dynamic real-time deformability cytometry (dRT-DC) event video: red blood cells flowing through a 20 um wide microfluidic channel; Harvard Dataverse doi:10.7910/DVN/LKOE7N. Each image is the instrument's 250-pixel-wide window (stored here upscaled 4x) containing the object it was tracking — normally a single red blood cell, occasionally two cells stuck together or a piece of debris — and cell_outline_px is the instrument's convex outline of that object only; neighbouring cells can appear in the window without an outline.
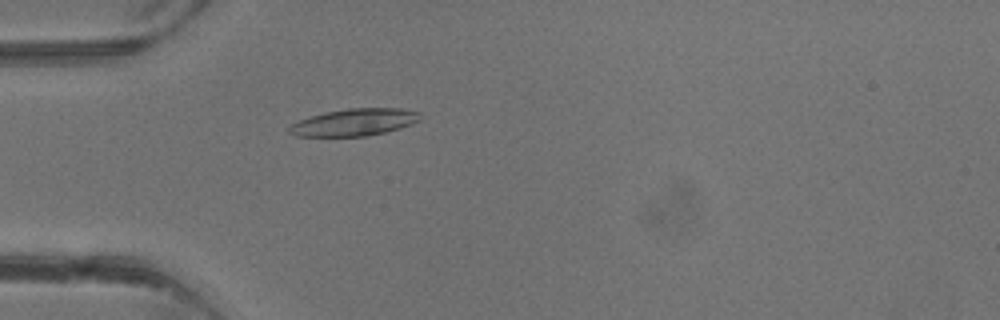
{"species": "common noctule bat (a hibernating species)", "species_latin": "Nyctalus noctula", "temperature_condition": "warm", "stored_images_in_passage": 4, "camera_frame_rate_fps": 3000, "um_per_image_px": 0.085, "animal": {"sex": "male", "body_mass_g": 13.3}, "frame": {"image": 1, "passage_image": 4, "time_ms": 3.667, "image_size_px": [1000, 320], "cell_outline_px": [[420, 120], [412, 124], [400, 128], [368, 136], [296, 136], [288, 132], [288, 128], [292, 124], [300, 120], [324, 112], [348, 108], [404, 108], [420, 112]], "centroid_in_image_um": [30.15, 10.38], "position_along_channel_um": 54.9, "area_um2": 20.69}}